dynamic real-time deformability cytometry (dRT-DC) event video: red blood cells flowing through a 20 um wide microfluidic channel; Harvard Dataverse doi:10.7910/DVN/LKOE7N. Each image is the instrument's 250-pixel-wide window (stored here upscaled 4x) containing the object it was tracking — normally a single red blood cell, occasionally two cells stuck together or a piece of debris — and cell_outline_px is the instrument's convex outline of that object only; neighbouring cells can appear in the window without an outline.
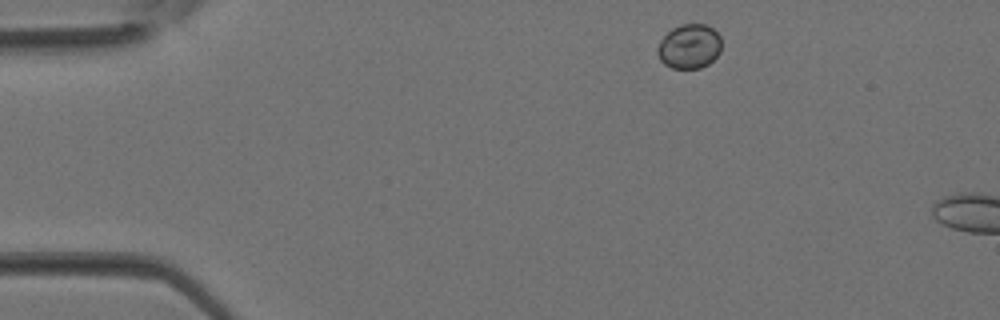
{"species": "Egyptian fruit bat (a non-hibernating species)", "species_latin": "Rousettus aegyptiacus", "temperature_condition": "room temperature", "stored_images_in_passage": 3, "camera_frame_rate_fps": 3000, "um_per_image_px": 0.085, "animal": {"sex": "female"}, "frame": {"image": 1, "passage_image": 1, "time_ms": 0.0, "image_size_px": [1000, 320], "cell_outline_px": [[720, 52], [708, 64], [700, 68], [672, 68], [664, 64], [660, 60], [656, 52], [656, 48], [660, 40], [672, 28], [680, 24], [704, 24], [712, 28], [720, 36]], "centroid_in_image_um": [58.56, 3.94], "position_along_channel_um": 26.4, "area_um2": 16.59}}